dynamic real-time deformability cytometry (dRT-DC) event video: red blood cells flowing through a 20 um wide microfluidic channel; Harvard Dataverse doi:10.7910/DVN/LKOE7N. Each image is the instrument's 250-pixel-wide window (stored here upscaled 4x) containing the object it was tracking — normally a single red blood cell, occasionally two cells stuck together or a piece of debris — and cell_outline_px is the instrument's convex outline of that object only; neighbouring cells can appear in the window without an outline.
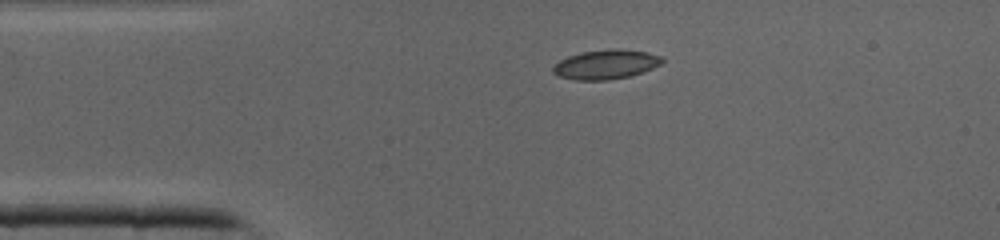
{"species": "common noctule bat (a hibernating species)", "species_latin": "Nyctalus noctula", "temperature_condition": "cold", "stored_images_in_passage": 34, "camera_frame_rate_fps": 3000, "um_per_image_px": 0.085, "animal": {"sex": "male", "body_mass_g": 19.0, "forearm_length_mm": 50.8}, "frame": {"image": 1, "passage_image": 1, "time_ms": 0.0, "image_size_px": [1000, 240], "cell_outline_px": [[664, 60], [660, 64], [652, 68], [628, 76], [608, 80], [576, 80], [560, 76], [552, 72], [552, 68], [560, 60], [568, 56], [580, 52], [644, 52], [660, 56]], "centroid_in_image_um": [51.43, 5.53], "position_along_channel_um": 33.6, "area_um2": 17.46}}
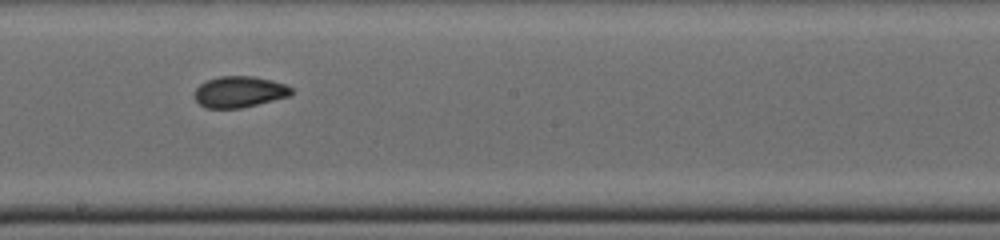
{"frame": {"image": 2, "passage_image": 15, "time_ms": 4.667, "image_size_px": [1000, 240], "cell_outline_px": [[292, 92], [288, 96], [240, 108], [204, 108], [196, 100], [196, 88], [200, 84], [208, 80], [220, 76], [252, 76], [272, 80], [284, 84], [292, 88]], "centroid_in_image_um": [20.33, 7.8], "position_along_channel_um": 227.9, "area_um2": 17.28}}
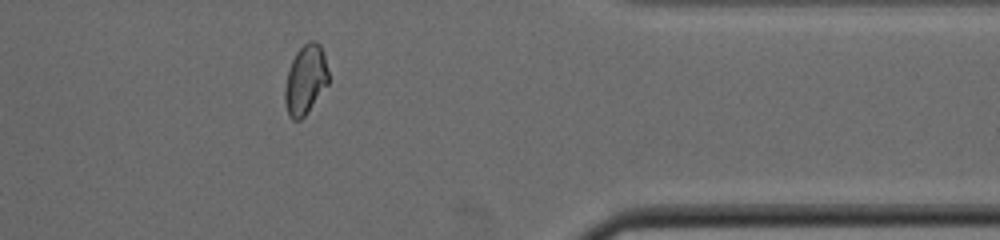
{"frame": {"image": 3, "passage_image": 26, "time_ms": 8.333, "image_size_px": [1000, 240], "cell_outline_px": [[328, 84], [304, 116], [300, 120], [292, 120], [288, 116], [284, 100], [284, 88], [288, 72], [292, 60], [296, 52], [308, 40], [316, 40], [320, 44], [324, 56], [328, 72]], "centroid_in_image_um": [25.95, 6.78], "position_along_channel_um": 385.5, "area_um2": 17.57}}